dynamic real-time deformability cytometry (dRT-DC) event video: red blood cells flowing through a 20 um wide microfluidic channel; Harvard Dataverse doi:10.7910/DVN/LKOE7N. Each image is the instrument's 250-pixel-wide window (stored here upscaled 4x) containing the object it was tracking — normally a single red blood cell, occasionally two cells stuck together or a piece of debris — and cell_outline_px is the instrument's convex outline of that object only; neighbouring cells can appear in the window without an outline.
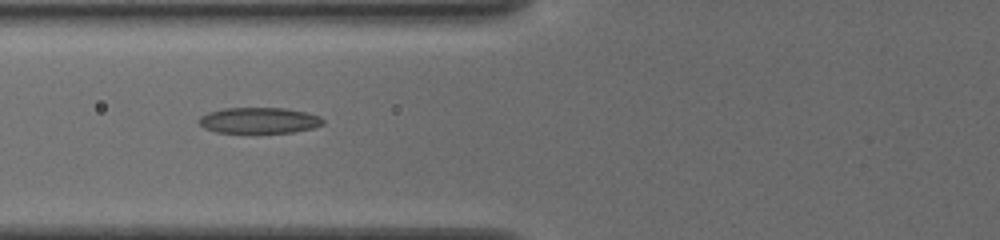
{"species": "common noctule bat (a hibernating species)", "species_latin": "Nyctalus noctula", "temperature_condition": "cold", "stored_images_in_passage": 42, "camera_frame_rate_fps": 3000, "um_per_image_px": 0.085, "animal": {"sex": "female", "body_mass_g": 19.5, "forearm_length_mm": 54.1}, "frame": {"image": 1, "passage_image": 11, "time_ms": 3.333, "image_size_px": [1000, 240], "cell_outline_px": [[324, 124], [312, 128], [292, 132], [216, 132], [204, 128], [200, 124], [200, 116], [208, 112], [224, 108], [284, 108], [304, 112], [320, 116], [324, 120]], "centroid_in_image_um": [22.02, 10.23], "position_along_channel_um": 103.8, "area_um2": 18.5}}
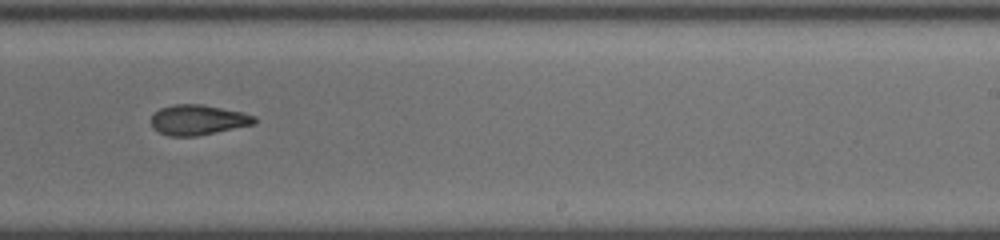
{"frame": {"image": 2, "passage_image": 24, "time_ms": 7.667, "image_size_px": [1000, 240], "cell_outline_px": [[256, 124], [196, 136], [168, 136], [152, 128], [152, 116], [160, 108], [176, 104], [204, 104], [240, 112], [256, 116]], "centroid_in_image_um": [16.84, 10.19], "position_along_channel_um": 272.2, "area_um2": 18.09}}
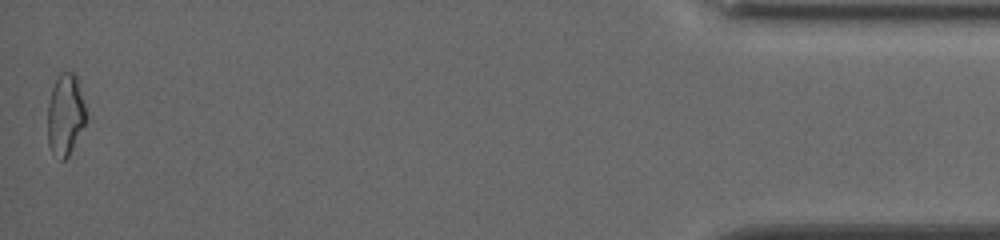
{"frame": {"image": 3, "passage_image": 42, "time_ms": 13.667, "image_size_px": [1000, 240], "cell_outline_px": [[88, 120], [68, 156], [64, 160], [60, 160], [52, 152], [48, 144], [48, 104], [52, 88], [60, 72], [72, 72], [76, 76], [88, 116]], "centroid_in_image_um": [5.57, 9.77], "position_along_channel_um": 429.6, "area_um2": 18.32}, "authors_computed_cell_mechanics": {"area_um2": 18.1203, "velocity_mm_per_s": 3.8938, "shape_relaxation_time_tau1_ms": 3.7393, "shape_relaxation_time_tau2_ms": 4.9184, "deformation_change_tau1": 0.1426, "deformation_change_tau2": 0.1279}}